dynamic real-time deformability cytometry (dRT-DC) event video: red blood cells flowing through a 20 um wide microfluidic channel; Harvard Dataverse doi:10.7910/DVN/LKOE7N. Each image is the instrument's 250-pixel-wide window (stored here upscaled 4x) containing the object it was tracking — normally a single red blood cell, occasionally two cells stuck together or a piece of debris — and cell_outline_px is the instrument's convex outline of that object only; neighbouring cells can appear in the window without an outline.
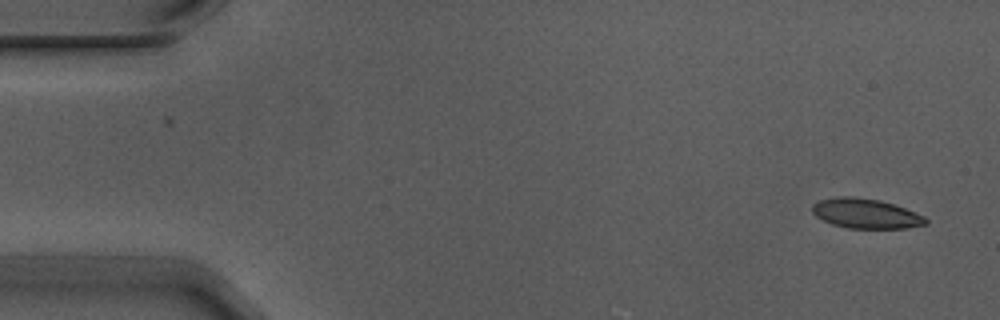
{"species": "Egyptian fruit bat (a non-hibernating species)", "species_latin": "Rousettus aegyptiacus", "temperature_condition": "warm", "stored_images_in_passage": 2, "camera_frame_rate_fps": 3000, "um_per_image_px": 0.085, "animal": {"sex": "male"}, "frame": {"image": 1, "passage_image": 2, "time_ms": 0.333, "image_size_px": [1000, 320], "cell_outline_px": [[928, 224], [908, 228], [848, 228], [832, 224], [816, 216], [812, 212], [812, 204], [820, 200], [840, 196], [852, 196], [880, 200], [904, 208], [924, 216], [928, 220]], "centroid_in_image_um": [73.59, 18.15], "position_along_channel_um": 11.4, "area_um2": 19.59}}